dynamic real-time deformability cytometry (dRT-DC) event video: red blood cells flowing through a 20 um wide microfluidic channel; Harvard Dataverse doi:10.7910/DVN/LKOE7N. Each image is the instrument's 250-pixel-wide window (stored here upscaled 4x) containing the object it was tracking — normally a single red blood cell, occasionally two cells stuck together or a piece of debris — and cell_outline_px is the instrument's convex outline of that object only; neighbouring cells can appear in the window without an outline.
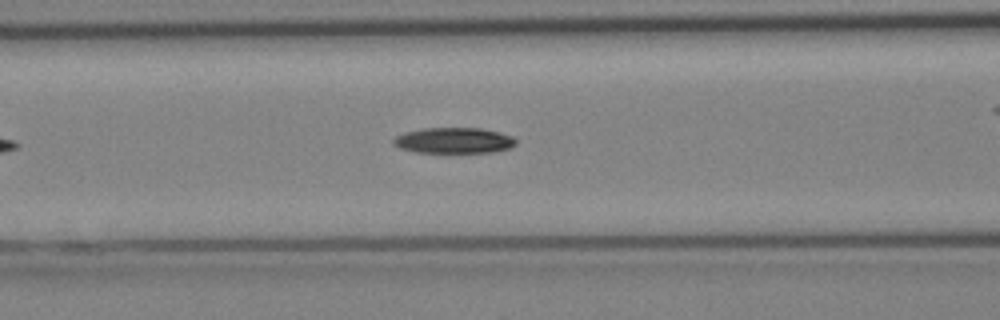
{"species": "Egyptian fruit bat (a non-hibernating species)", "species_latin": "Rousettus aegyptiacus", "temperature_condition": "cold", "stored_images_in_passage": 21, "camera_frame_rate_fps": 3000, "um_per_image_px": 0.085, "animal": {"sex": "female"}, "frame": {"image": 1, "passage_image": 4, "time_ms": 1.0, "image_size_px": [1000, 320], "cell_outline_px": [[516, 144], [512, 148], [492, 152], [416, 152], [400, 148], [392, 144], [392, 140], [396, 136], [404, 132], [424, 128], [480, 128], [500, 132], [512, 136], [516, 140]], "centroid_in_image_um": [38.58, 11.94], "position_along_channel_um": 128.0, "area_um2": 18.44}}
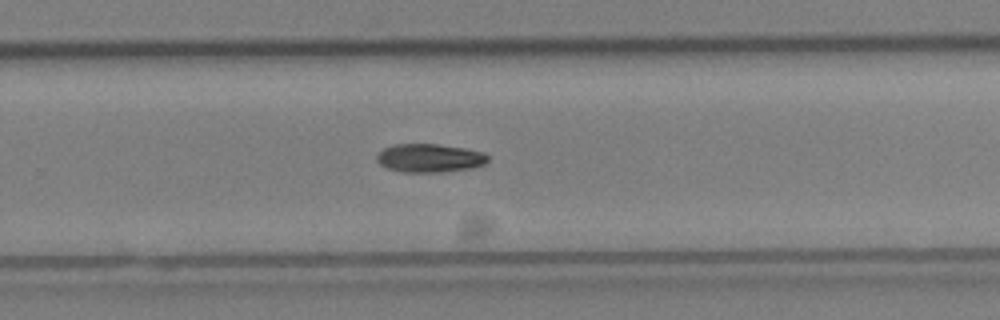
{"frame": {"image": 2, "passage_image": 12, "time_ms": 3.667, "image_size_px": [1000, 320], "cell_outline_px": [[488, 160], [484, 164], [472, 168], [440, 172], [404, 172], [388, 168], [380, 164], [376, 160], [376, 156], [384, 148], [392, 144], [436, 144], [464, 148], [484, 152], [488, 156]], "centroid_in_image_um": [36.51, 13.43], "position_along_channel_um": 293.3, "area_um2": 18.38}}